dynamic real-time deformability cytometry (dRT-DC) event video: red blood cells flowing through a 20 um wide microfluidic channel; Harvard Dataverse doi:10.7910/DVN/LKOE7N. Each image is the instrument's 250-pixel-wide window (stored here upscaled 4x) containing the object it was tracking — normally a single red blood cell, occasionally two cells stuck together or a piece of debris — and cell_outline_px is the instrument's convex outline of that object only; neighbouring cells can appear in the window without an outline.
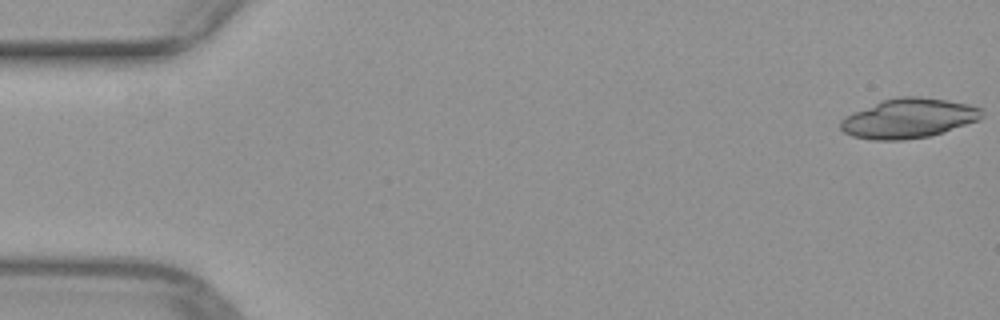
{"species": "common noctule bat (a hibernating species)", "species_latin": "Nyctalus noctula", "temperature_condition": "warm", "stored_images_in_passage": 50, "segment_of_instrument_passage": [1, 2], "camera_frame_rate_fps": 3000, "um_per_image_px": 0.085, "animal": {"sex": "female", "body_mass_g": 29.2, "forearm_length_mm": 56.3}, "frame": {"image": 1, "passage_image": 1, "time_ms": 0.0, "image_size_px": [1000, 320], "cell_outline_px": [[984, 116], [980, 120], [944, 132], [928, 136], [900, 140], [872, 140], [852, 136], [844, 132], [840, 128], [840, 120], [844, 116], [880, 100], [900, 96], [920, 96], [948, 100], [968, 104], [984, 108]], "centroid_in_image_um": [77.25, 10.04], "position_along_channel_um": 7.7, "area_um2": 33.0}}